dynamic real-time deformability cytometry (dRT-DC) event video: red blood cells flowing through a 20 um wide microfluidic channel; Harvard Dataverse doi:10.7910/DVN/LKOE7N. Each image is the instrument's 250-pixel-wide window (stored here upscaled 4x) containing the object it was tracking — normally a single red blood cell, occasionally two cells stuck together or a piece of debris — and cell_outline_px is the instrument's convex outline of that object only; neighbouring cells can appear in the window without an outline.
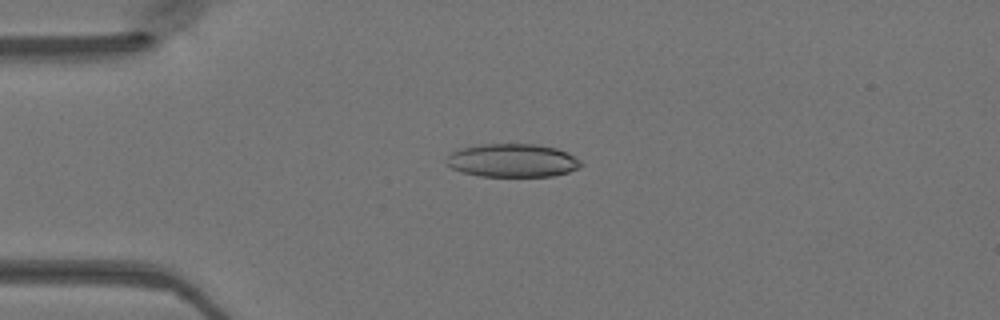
{"species": "Egyptian fruit bat (a non-hibernating species)", "species_latin": "Rousettus aegyptiacus", "temperature_condition": "warm", "stored_images_in_passage": 42, "camera_frame_rate_fps": 3000, "um_per_image_px": 0.085, "animal": {"sex": "female"}, "frame": {"image": 1, "passage_image": 6, "time_ms": 1.667, "image_size_px": [1000, 320], "cell_outline_px": [[584, 164], [580, 168], [568, 172], [552, 176], [480, 176], [460, 172], [444, 164], [444, 160], [452, 152], [460, 148], [480, 144], [536, 144], [556, 148], [580, 160]], "centroid_in_image_um": [43.52, 13.64], "position_along_channel_um": 41.5, "area_um2": 26.24}}
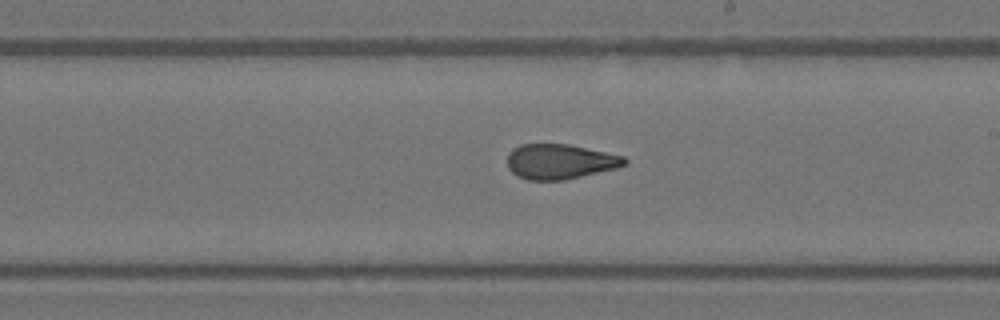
{"frame": {"image": 2, "passage_image": 22, "time_ms": 7.0, "image_size_px": [1000, 320], "cell_outline_px": [[628, 164], [616, 168], [564, 180], [528, 180], [516, 176], [508, 168], [508, 152], [512, 148], [520, 144], [568, 144], [624, 156], [628, 160]], "centroid_in_image_um": [47.58, 13.73], "position_along_channel_um": 241.4, "area_um2": 23.99}}
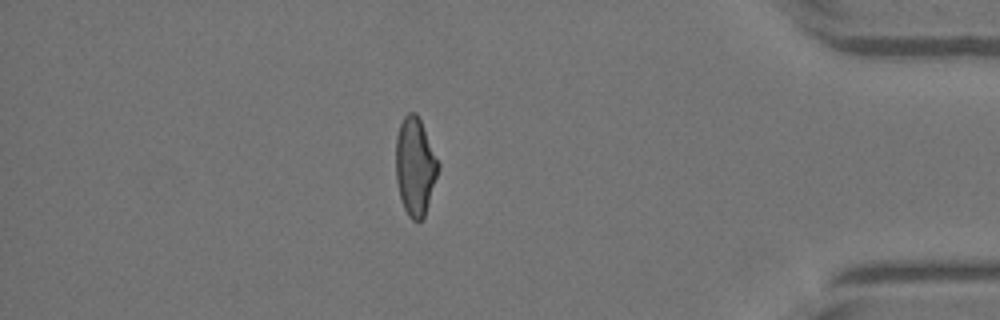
{"frame": {"image": 3, "passage_image": 36, "time_ms": 11.667, "image_size_px": [1000, 320], "cell_outline_px": [[440, 168], [424, 216], [420, 220], [412, 220], [408, 216], [404, 208], [400, 196], [396, 180], [396, 136], [400, 124], [404, 116], [408, 112], [416, 112], [420, 120], [440, 164]], "centroid_in_image_um": [35.28, 14.14], "position_along_channel_um": 399.9, "area_um2": 24.04}}